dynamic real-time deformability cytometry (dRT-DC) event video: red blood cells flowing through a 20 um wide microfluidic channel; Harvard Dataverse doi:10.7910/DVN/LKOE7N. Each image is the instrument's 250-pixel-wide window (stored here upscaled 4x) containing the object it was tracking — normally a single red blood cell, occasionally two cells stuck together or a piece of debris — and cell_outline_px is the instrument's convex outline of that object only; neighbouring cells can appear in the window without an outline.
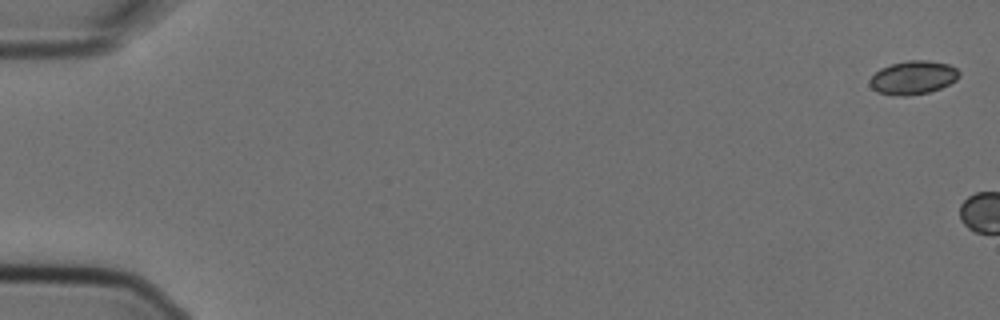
{"species": "Egyptian fruit bat (a non-hibernating species)", "species_latin": "Rousettus aegyptiacus", "temperature_condition": "cold", "stored_images_in_passage": 10, "camera_frame_rate_fps": 3000, "um_per_image_px": 0.085, "animal": {"sex": "female"}, "frame": {"image": 1, "passage_image": 1, "time_ms": 0.0, "image_size_px": [1000, 320], "cell_outline_px": [[960, 76], [956, 80], [940, 88], [928, 92], [908, 96], [900, 96], [876, 92], [868, 84], [868, 80], [880, 68], [892, 64], [908, 60], [928, 60], [948, 64], [956, 68], [960, 72]], "centroid_in_image_um": [77.59, 6.59], "position_along_channel_um": 7.4, "area_um2": 17.51}}
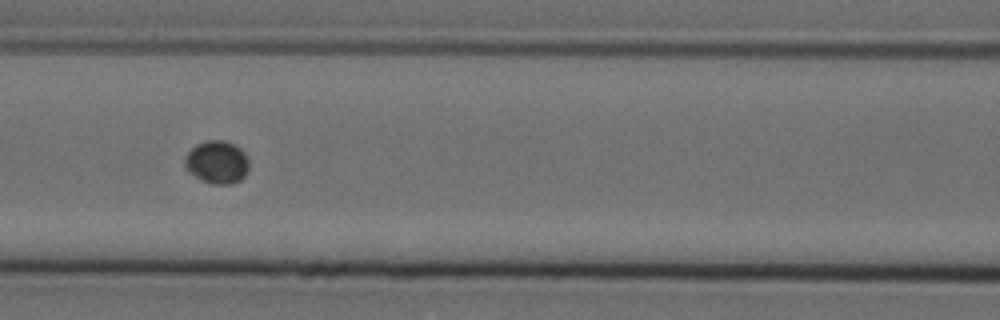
{"frame": {"image": 2, "passage_image": 9, "time_ms": 2.667, "image_size_px": [1000, 320], "cell_outline_px": [[248, 172], [240, 180], [232, 184], [216, 184], [200, 180], [188, 172], [184, 164], [184, 156], [196, 144], [208, 140], [224, 140], [240, 148], [244, 152], [248, 160]], "centroid_in_image_um": [18.43, 13.79], "position_along_channel_um": 148.2, "area_um2": 16.13}}
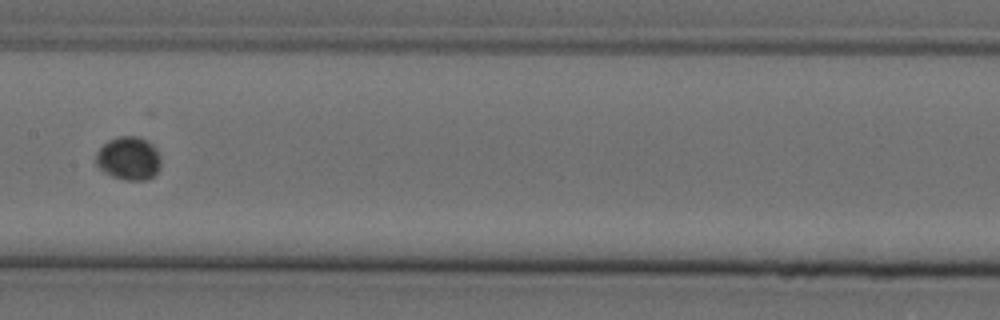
{"frame": {"image": 3, "passage_image": 10, "time_ms": 3.0, "image_size_px": [1000, 320], "cell_outline_px": [[160, 168], [148, 180], [124, 180], [112, 176], [104, 172], [96, 164], [96, 152], [108, 140], [120, 136], [136, 136], [148, 140], [156, 148], [160, 156]], "centroid_in_image_um": [10.94, 13.46], "position_along_channel_um": 196.5, "area_um2": 16.47}}